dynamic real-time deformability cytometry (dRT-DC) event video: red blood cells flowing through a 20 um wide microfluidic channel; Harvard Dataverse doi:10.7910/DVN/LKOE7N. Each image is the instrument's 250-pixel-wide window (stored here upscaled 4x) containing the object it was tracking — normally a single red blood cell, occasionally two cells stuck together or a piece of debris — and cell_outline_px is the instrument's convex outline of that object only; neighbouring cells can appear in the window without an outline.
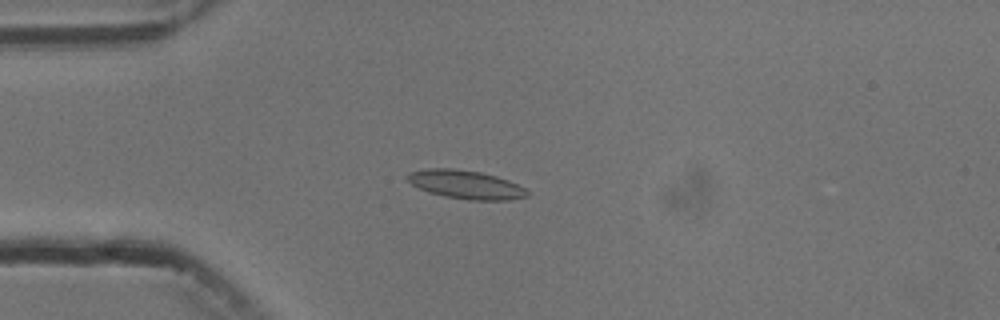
{"species": "common noctule bat (a hibernating species)", "species_latin": "Nyctalus noctula", "temperature_condition": "cold", "stored_images_in_passage": 7, "camera_frame_rate_fps": 3000, "um_per_image_px": 0.085, "animal": {"sex": "male", "body_mass_g": 13.3}, "frame": {"image": 1, "passage_image": 5, "time_ms": 4.667, "image_size_px": [1000, 320], "cell_outline_px": [[528, 196], [508, 200], [468, 200], [444, 196], [428, 192], [412, 184], [404, 176], [408, 172], [428, 168], [452, 168], [480, 172], [496, 176], [508, 180], [524, 188], [528, 192]], "centroid_in_image_um": [39.55, 15.68], "position_along_channel_um": 45.4, "area_um2": 19.88}}
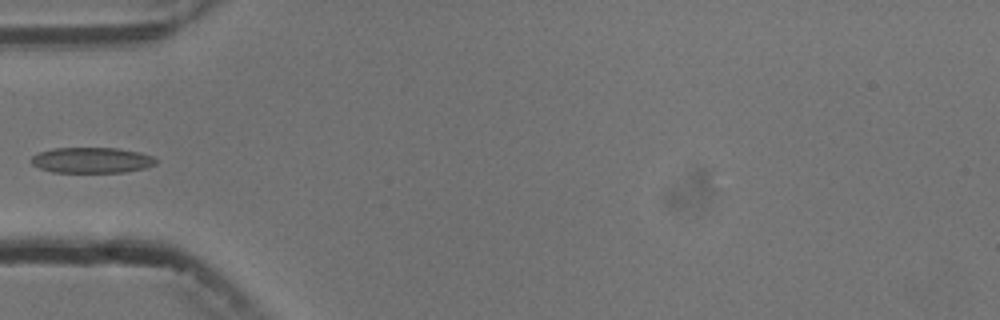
{"frame": {"image": 2, "passage_image": 6, "time_ms": 6.0, "image_size_px": [1000, 320], "cell_outline_px": [[156, 164], [144, 168], [124, 172], [52, 172], [40, 168], [32, 164], [28, 160], [32, 156], [40, 152], [52, 148], [116, 148], [140, 152], [152, 156], [156, 160]], "centroid_in_image_um": [7.76, 13.61], "position_along_channel_um": 77.2, "area_um2": 18.61}}
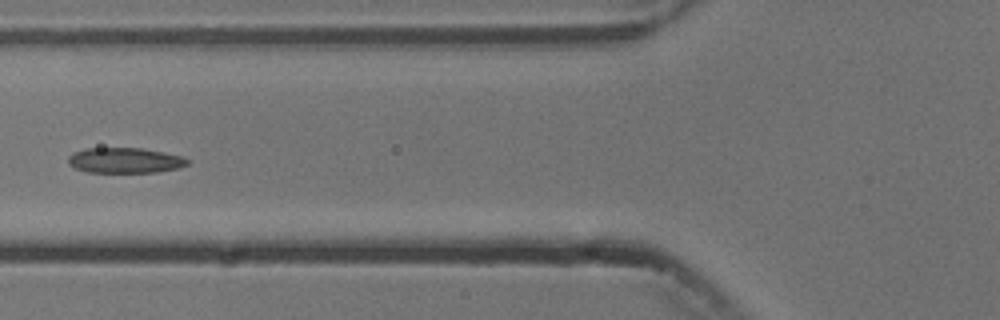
{"frame": {"image": 3, "passage_image": 7, "time_ms": 7.0, "image_size_px": [1000, 320], "cell_outline_px": [[188, 164], [180, 168], [156, 172], [88, 172], [76, 168], [68, 164], [68, 156], [72, 152], [88, 148], [140, 148], [164, 152], [184, 156], [188, 160]], "centroid_in_image_um": [10.63, 13.63], "position_along_channel_um": 115.2, "area_um2": 17.69}}